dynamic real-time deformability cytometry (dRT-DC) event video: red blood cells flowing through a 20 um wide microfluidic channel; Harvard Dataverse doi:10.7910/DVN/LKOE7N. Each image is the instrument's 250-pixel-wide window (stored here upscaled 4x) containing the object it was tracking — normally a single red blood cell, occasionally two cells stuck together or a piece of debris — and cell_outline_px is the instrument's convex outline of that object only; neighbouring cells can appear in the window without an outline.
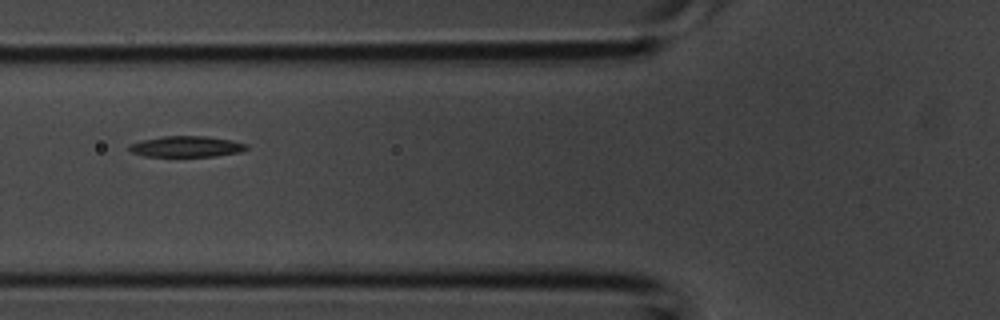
{"species": "common noctule bat (a hibernating species)", "species_latin": "Nyctalus noctula", "temperature_condition": "room temperature", "stored_images_in_passage": 6, "camera_frame_rate_fps": 3000, "um_per_image_px": 0.085, "animal": {"sex": "male", "body_mass_g": 20.1, "forearm_length_mm": 53.5}, "frame": {"image": 1, "passage_image": 5, "time_ms": 1.333, "image_size_px": [1000, 320], "cell_outline_px": [[248, 148], [240, 152], [216, 156], [144, 156], [132, 152], [128, 148], [128, 144], [140, 140], [164, 136], [208, 136], [232, 140], [248, 144]], "centroid_in_image_um": [15.85, 12.45], "position_along_channel_um": 110.0, "area_um2": 14.39}}